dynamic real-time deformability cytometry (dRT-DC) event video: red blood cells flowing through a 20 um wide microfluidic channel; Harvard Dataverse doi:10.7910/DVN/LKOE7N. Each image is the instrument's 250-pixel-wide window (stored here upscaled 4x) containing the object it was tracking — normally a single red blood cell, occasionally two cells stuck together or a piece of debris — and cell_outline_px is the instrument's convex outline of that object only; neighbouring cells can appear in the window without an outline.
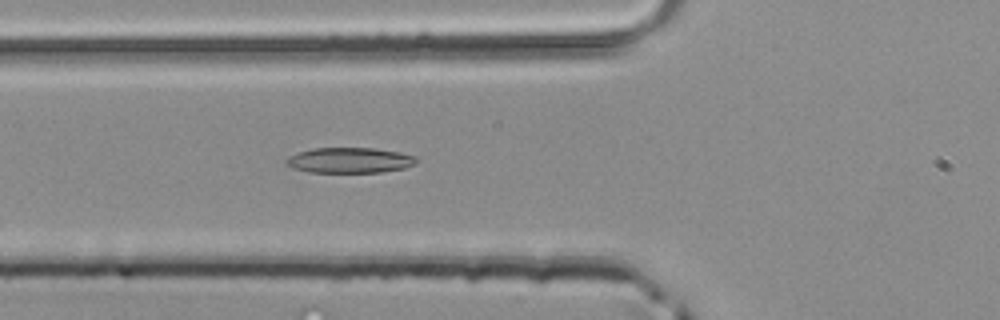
{"species": "common noctule bat (a hibernating species)", "species_latin": "Nyctalus noctula", "temperature_condition": "room temperature", "stored_images_in_passage": 33, "camera_frame_rate_fps": 3000, "um_per_image_px": 0.085, "animal": {"sex": "male", "body_mass_g": 20.4}, "frame": {"image": 1, "passage_image": 3, "time_ms": 0.667, "image_size_px": [1000, 320], "cell_outline_px": [[416, 164], [404, 168], [380, 172], [308, 172], [292, 168], [284, 164], [284, 160], [288, 156], [296, 152], [312, 148], [376, 148], [400, 152], [416, 156]], "centroid_in_image_um": [29.67, 13.62], "position_along_channel_um": 96.1, "area_um2": 19.54}}
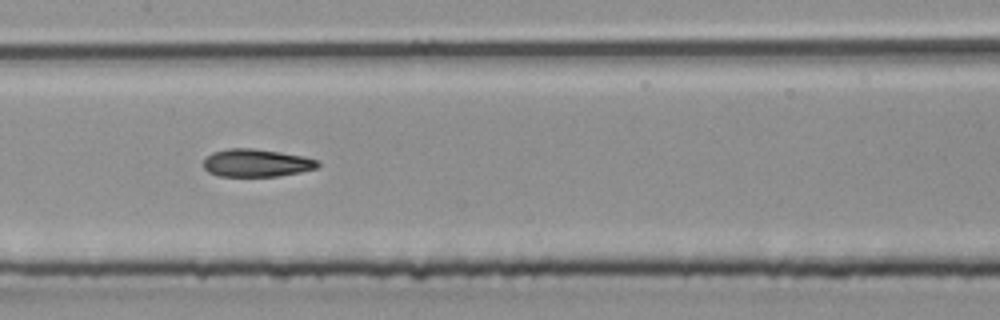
{"frame": {"image": 2, "passage_image": 9, "time_ms": 2.667, "image_size_px": [1000, 320], "cell_outline_px": [[320, 164], [316, 168], [300, 172], [276, 176], [216, 176], [208, 172], [200, 164], [212, 152], [228, 148], [252, 148], [280, 152], [304, 156], [320, 160]], "centroid_in_image_um": [21.77, 13.85], "position_along_channel_um": 185.6, "area_um2": 18.67}}
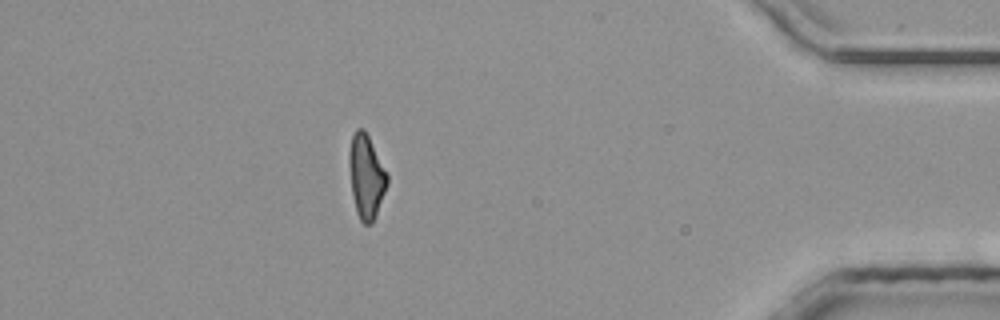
{"frame": {"image": 3, "passage_image": 27, "time_ms": 8.667, "image_size_px": [1000, 320], "cell_outline_px": [[388, 184], [376, 216], [372, 224], [364, 224], [360, 220], [356, 212], [352, 196], [348, 164], [348, 152], [352, 136], [356, 128], [364, 128], [388, 176]], "centroid_in_image_um": [31.11, 15.02], "position_along_channel_um": 404.1, "area_um2": 18.67}}